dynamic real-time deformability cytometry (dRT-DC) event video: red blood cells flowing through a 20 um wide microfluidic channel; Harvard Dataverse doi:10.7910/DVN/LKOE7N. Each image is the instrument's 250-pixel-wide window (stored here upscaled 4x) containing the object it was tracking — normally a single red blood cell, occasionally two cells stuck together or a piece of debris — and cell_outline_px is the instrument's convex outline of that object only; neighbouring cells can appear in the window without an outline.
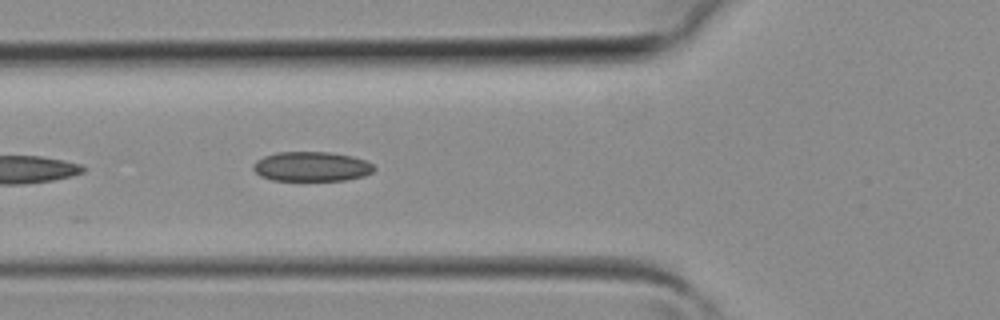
{"species": "common noctule bat (a hibernating species)", "species_latin": "Nyctalus noctula", "temperature_condition": "room temperature", "stored_images_in_passage": 8, "camera_frame_rate_fps": 3000, "um_per_image_px": 0.085, "animal": {"sex": "female", "body_mass_g": 19.3, "forearm_length_mm": 54.1}, "frame": {"image": 1, "passage_image": 4, "time_ms": 1.0, "image_size_px": [1000, 320], "cell_outline_px": [[376, 168], [372, 172], [364, 176], [344, 180], [272, 180], [260, 176], [252, 168], [252, 164], [256, 160], [264, 156], [276, 152], [328, 152], [352, 156], [364, 160], [372, 164]], "centroid_in_image_um": [26.45, 14.15], "position_along_channel_um": 99.3, "area_um2": 20.87}}